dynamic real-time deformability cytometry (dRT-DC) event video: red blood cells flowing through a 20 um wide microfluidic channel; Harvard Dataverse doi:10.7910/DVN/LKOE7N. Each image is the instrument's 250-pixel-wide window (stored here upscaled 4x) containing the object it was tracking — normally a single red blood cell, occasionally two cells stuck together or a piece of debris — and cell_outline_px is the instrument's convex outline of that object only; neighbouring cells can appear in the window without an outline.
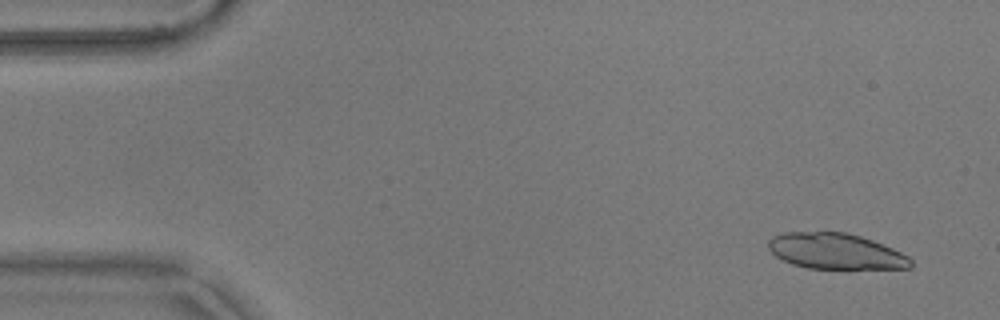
{"species": "common noctule bat (a hibernating species)", "species_latin": "Nyctalus noctula", "temperature_condition": "warm", "stored_images_in_passage": 53, "segment_of_instrument_passage": [1, 2], "camera_frame_rate_fps": 3000, "um_per_image_px": 0.085, "animal": {"sex": "male", "body_mass_g": 17.9}, "frame": {"image": 1, "passage_image": 3, "time_ms": 0.667, "image_size_px": [1000, 320], "cell_outline_px": [[912, 268], [808, 268], [792, 264], [776, 256], [768, 248], [768, 240], [772, 236], [784, 232], [848, 232], [872, 240], [892, 248], [908, 256], [912, 260]], "centroid_in_image_um": [71.01, 21.34], "position_along_channel_um": 14.0, "area_um2": 29.54}}